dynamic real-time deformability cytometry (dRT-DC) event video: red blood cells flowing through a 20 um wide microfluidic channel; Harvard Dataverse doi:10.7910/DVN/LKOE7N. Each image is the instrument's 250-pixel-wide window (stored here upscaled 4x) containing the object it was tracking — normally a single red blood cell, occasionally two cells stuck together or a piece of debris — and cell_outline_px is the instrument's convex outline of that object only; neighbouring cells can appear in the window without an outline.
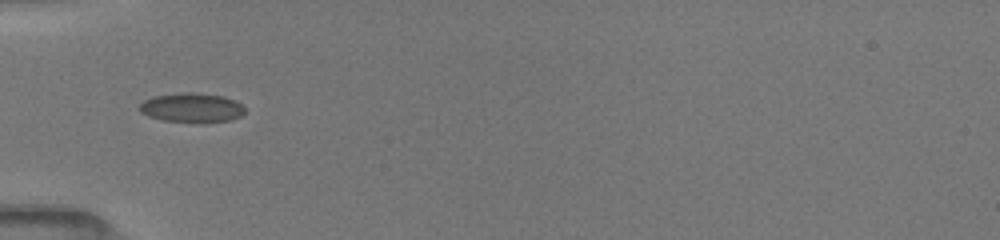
{"species": "common noctule bat (a hibernating species)", "species_latin": "Nyctalus noctula", "temperature_condition": "room temperature", "stored_images_in_passage": 20, "camera_frame_rate_fps": 3000, "um_per_image_px": 0.085, "animal": {"sex": "female", "body_mass_g": 19.5, "forearm_length_mm": 54.1}, "frame": {"image": 1, "passage_image": 9, "time_ms": 5.667, "image_size_px": [1000, 240], "cell_outline_px": [[244, 112], [240, 116], [228, 120], [204, 124], [164, 120], [148, 116], [140, 112], [140, 104], [144, 100], [152, 96], [180, 92], [188, 92], [224, 96], [236, 100], [244, 108]], "centroid_in_image_um": [16.29, 9.16], "position_along_channel_um": 68.7, "area_um2": 18.26}}